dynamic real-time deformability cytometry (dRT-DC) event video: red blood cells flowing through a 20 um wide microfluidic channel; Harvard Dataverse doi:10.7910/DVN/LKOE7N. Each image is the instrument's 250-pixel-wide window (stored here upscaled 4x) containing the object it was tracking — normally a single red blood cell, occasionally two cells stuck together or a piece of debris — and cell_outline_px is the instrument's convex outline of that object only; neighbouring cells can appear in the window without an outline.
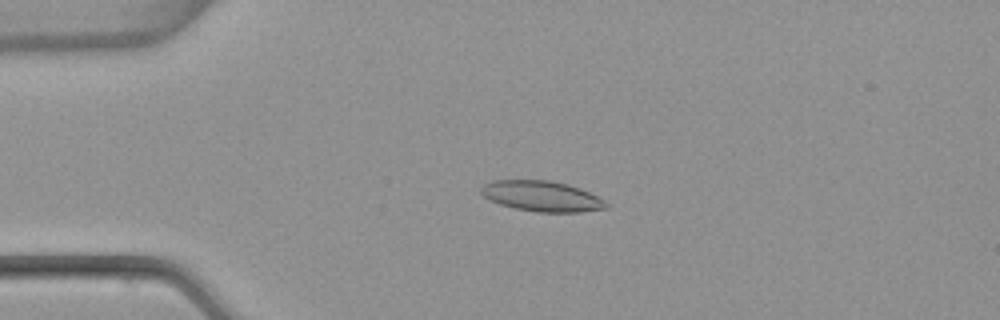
{"species": "common noctule bat (a hibernating species)", "species_latin": "Nyctalus noctula", "temperature_condition": "warm", "stored_images_in_passage": 4, "camera_frame_rate_fps": 3000, "um_per_image_px": 0.085, "animal": {"sex": "female", "body_mass_g": 22.7, "forearm_length_mm": 54.2}, "frame": {"image": 1, "passage_image": 4, "time_ms": 1.0, "image_size_px": [1000, 320], "cell_outline_px": [[608, 208], [580, 212], [536, 212], [516, 208], [500, 204], [488, 200], [480, 192], [480, 188], [484, 184], [492, 180], [548, 180], [568, 184], [580, 188], [604, 200], [608, 204]], "centroid_in_image_um": [46.03, 16.67], "position_along_channel_um": 39.0, "area_um2": 22.25}}